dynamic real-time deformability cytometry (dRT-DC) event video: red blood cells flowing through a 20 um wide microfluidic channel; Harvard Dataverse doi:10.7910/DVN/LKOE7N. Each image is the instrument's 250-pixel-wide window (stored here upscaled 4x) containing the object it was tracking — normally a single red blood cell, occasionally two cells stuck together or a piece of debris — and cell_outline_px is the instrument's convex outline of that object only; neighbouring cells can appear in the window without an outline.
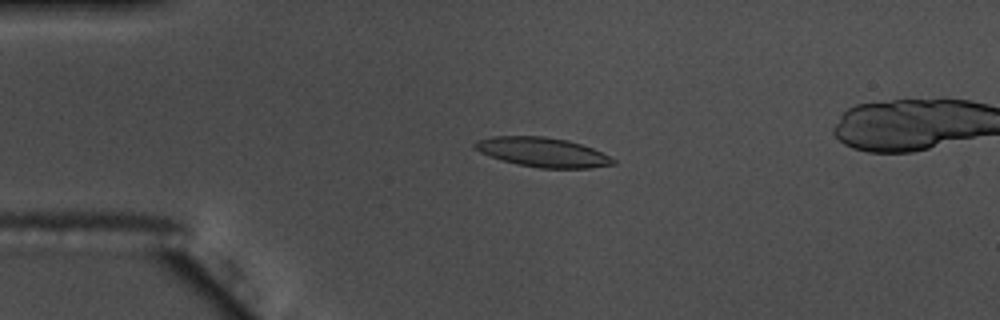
{"species": "common noctule bat (a hibernating species)", "species_latin": "Nyctalus noctula", "temperature_condition": "warm", "stored_images_in_passage": 55, "camera_frame_rate_fps": 3000, "um_per_image_px": 0.085, "animal": {"sex": "male", "body_mass_g": 17.5, "forearm_length_mm": 52.3}, "frame": {"image": 1, "passage_image": 13, "time_ms": 4.0, "image_size_px": [1000, 320], "cell_outline_px": [[616, 164], [592, 168], [540, 168], [516, 164], [500, 160], [480, 152], [472, 148], [472, 144], [476, 140], [492, 136], [544, 136], [568, 140], [592, 148], [616, 160]], "centroid_in_image_um": [46.08, 12.94], "position_along_channel_um": 38.9, "area_um2": 23.87}}
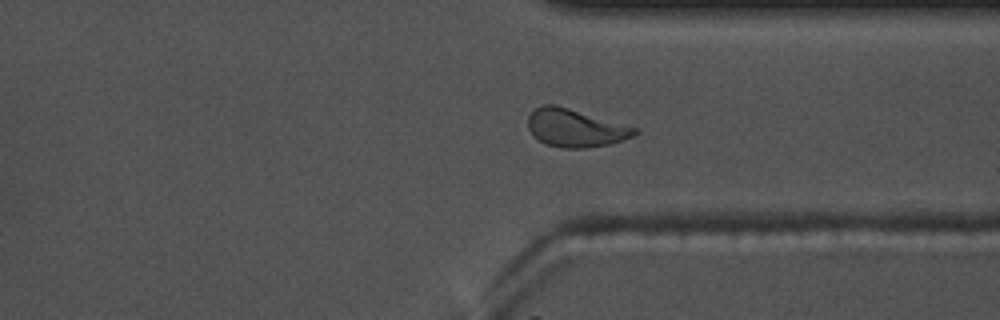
{"frame": {"image": 2, "passage_image": 42, "time_ms": 13.667, "image_size_px": [1000, 320], "cell_outline_px": [[640, 132], [632, 136], [608, 144], [584, 148], [564, 148], [544, 144], [532, 136], [528, 128], [528, 116], [536, 108], [544, 104], [556, 104], [640, 128]], "centroid_in_image_um": [48.9, 10.87], "position_along_channel_um": 362.5, "area_um2": 23.76}}
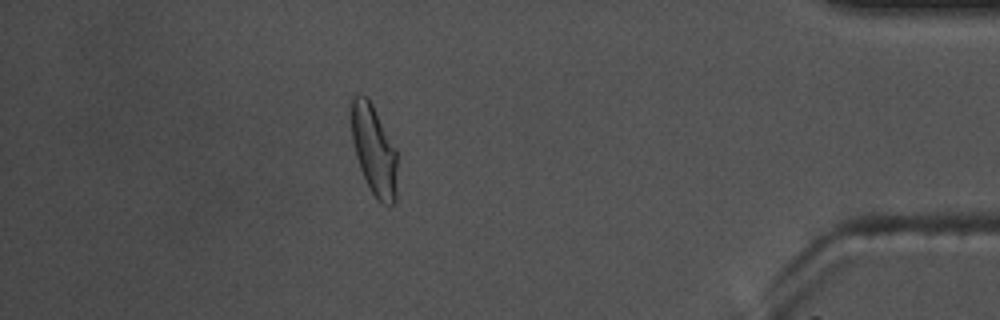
{"frame": {"image": 3, "passage_image": 49, "time_ms": 16.0, "image_size_px": [1000, 320], "cell_outline_px": [[396, 200], [388, 208], [376, 200], [360, 168], [356, 156], [352, 140], [352, 96], [356, 92], [360, 92], [368, 96], [396, 148]], "centroid_in_image_um": [31.79, 12.75], "position_along_channel_um": 403.4, "area_um2": 24.22}}